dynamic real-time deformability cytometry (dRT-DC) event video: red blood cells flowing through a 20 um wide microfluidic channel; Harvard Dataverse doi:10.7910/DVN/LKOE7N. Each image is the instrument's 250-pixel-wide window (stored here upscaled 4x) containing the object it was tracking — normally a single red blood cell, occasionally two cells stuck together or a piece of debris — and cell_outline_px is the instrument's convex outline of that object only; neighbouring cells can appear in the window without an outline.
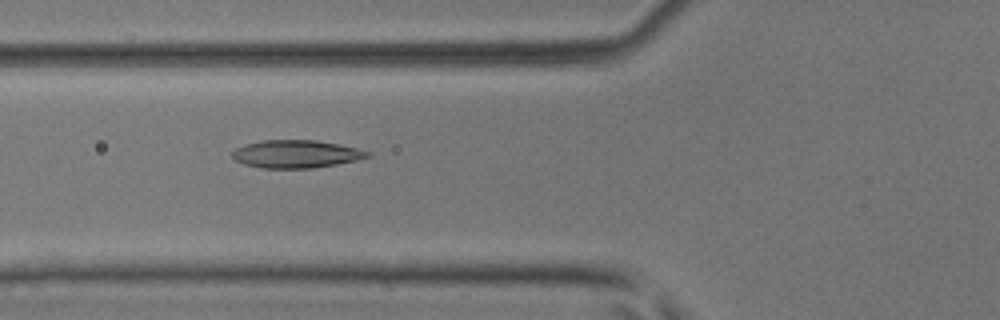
{"species": "common noctule bat (a hibernating species)", "species_latin": "Nyctalus noctula", "temperature_condition": "room temperature", "stored_images_in_passage": 45, "camera_frame_rate_fps": 3000, "um_per_image_px": 0.085, "animal": {"sex": "male", "body_mass_g": 17.9, "forearm_length_mm": 54.2}, "frame": {"image": 1, "passage_image": 18, "time_ms": 5.667, "image_size_px": [1000, 320], "cell_outline_px": [[372, 156], [356, 160], [336, 164], [312, 168], [260, 168], [244, 164], [236, 160], [232, 156], [232, 152], [236, 148], [244, 144], [264, 140], [316, 140], [340, 144], [372, 152]], "centroid_in_image_um": [25.18, 13.09], "position_along_channel_um": 100.6, "area_um2": 21.96}}
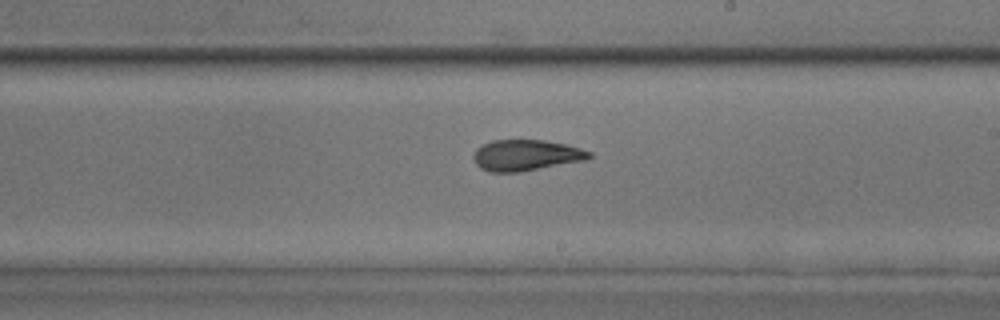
{"frame": {"image": 2, "passage_image": 28, "time_ms": 9.0, "image_size_px": [1000, 320], "cell_outline_px": [[592, 156], [584, 160], [520, 172], [492, 172], [480, 168], [476, 164], [472, 156], [476, 148], [492, 140], [544, 140], [568, 144], [592, 152]], "centroid_in_image_um": [44.7, 13.19], "position_along_channel_um": 244.3, "area_um2": 20.92}}
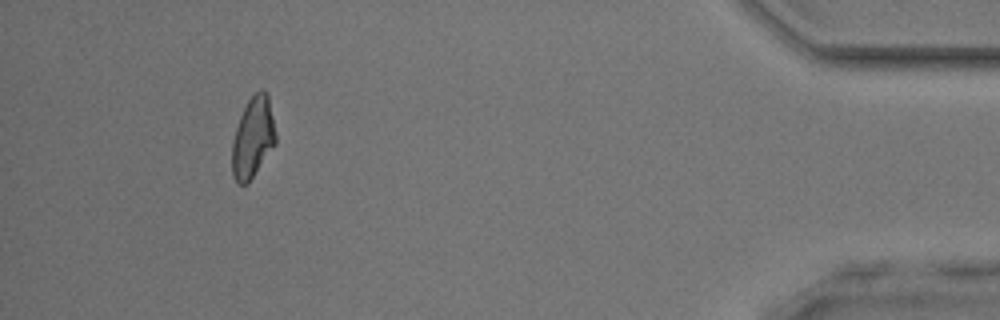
{"frame": {"image": 3, "passage_image": 44, "time_ms": 14.333, "image_size_px": [1000, 320], "cell_outline_px": [[276, 144], [248, 184], [240, 184], [232, 176], [232, 140], [240, 116], [248, 100], [260, 88], [264, 88], [268, 96], [276, 132]], "centroid_in_image_um": [21.5, 11.7], "position_along_channel_um": 413.7, "area_um2": 20.63}}